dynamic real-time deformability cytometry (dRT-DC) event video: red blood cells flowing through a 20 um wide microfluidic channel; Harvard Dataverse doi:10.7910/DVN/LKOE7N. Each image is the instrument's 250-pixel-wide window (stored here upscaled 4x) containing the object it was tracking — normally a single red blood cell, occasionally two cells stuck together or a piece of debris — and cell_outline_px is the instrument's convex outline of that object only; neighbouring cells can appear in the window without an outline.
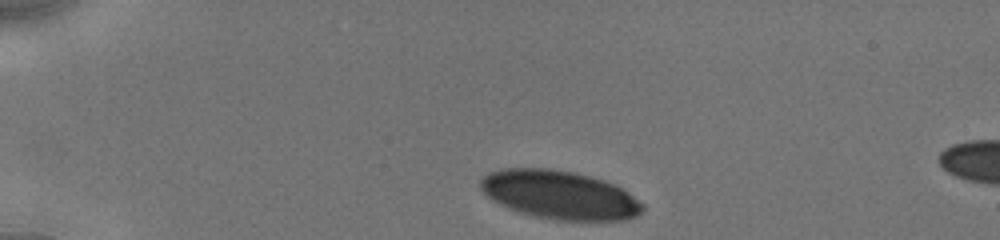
{"species": "human", "species_latin": "Homo sapiens", "temperature_condition": "cold", "stored_images_in_passage": 13, "camera_frame_rate_fps": 3000, "um_per_image_px": 0.085, "donor": {"sex": "male"}, "frame": {"image": 1, "passage_image": 1, "time_ms": 0.0, "image_size_px": [1000, 240], "cell_outline_px": [[644, 208], [636, 216], [624, 220], [556, 220], [516, 212], [492, 200], [480, 188], [480, 180], [488, 172], [500, 168], [552, 168], [572, 172], [604, 180], [620, 188], [644, 204]], "centroid_in_image_um": [47.51, 16.56], "position_along_channel_um": 37.5, "area_um2": 45.66}}